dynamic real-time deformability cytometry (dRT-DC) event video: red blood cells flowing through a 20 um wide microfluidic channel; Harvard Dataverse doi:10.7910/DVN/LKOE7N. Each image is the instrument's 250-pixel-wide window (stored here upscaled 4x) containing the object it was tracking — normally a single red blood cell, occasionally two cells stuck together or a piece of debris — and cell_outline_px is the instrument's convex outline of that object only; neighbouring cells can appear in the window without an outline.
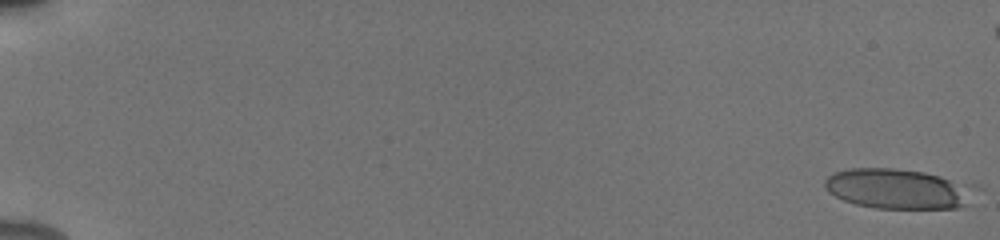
{"species": "human", "species_latin": "Homo sapiens", "temperature_condition": "cold", "stored_images_in_passage": 52, "camera_frame_rate_fps": 3000, "um_per_image_px": 0.085, "donor": {"sex": "male"}, "frame": {"image": 1, "passage_image": 1, "time_ms": 0.0, "image_size_px": [1000, 240], "cell_outline_px": [[964, 204], [956, 208], [876, 208], [856, 204], [844, 200], [828, 192], [824, 188], [824, 180], [832, 172], [848, 168], [892, 168], [924, 172], [940, 176], [948, 180], [956, 188]], "centroid_in_image_um": [75.88, 16.03], "position_along_channel_um": 9.1, "area_um2": 32.66}}
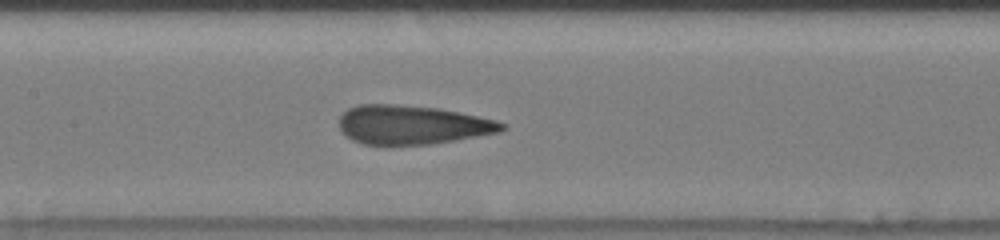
{"frame": {"image": 2, "passage_image": 29, "time_ms": 9.333, "image_size_px": [1000, 240], "cell_outline_px": [[508, 128], [500, 132], [456, 140], [428, 144], [364, 144], [352, 140], [344, 136], [340, 128], [340, 116], [348, 108], [360, 104], [396, 104], [440, 108], [496, 120], [508, 124]], "centroid_in_image_um": [35.06, 10.6], "position_along_channel_um": 172.3, "area_um2": 37.05}}
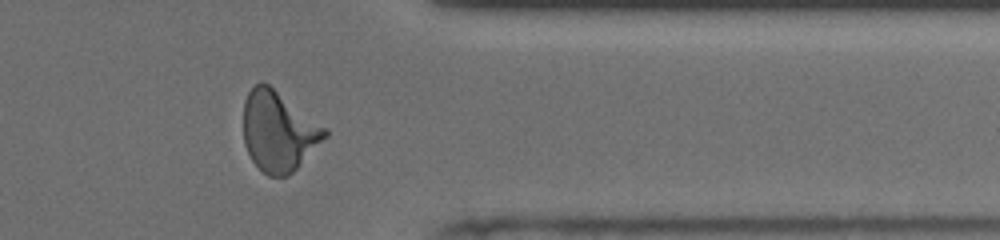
{"frame": {"image": 3, "passage_image": 46, "time_ms": 15.0, "image_size_px": [1000, 240], "cell_outline_px": [[328, 136], [288, 176], [268, 176], [252, 160], [244, 144], [244, 100], [248, 92], [260, 80], [268, 84], [328, 128]], "centroid_in_image_um": [23.69, 11.14], "position_along_channel_um": 387.7, "area_um2": 37.8}}